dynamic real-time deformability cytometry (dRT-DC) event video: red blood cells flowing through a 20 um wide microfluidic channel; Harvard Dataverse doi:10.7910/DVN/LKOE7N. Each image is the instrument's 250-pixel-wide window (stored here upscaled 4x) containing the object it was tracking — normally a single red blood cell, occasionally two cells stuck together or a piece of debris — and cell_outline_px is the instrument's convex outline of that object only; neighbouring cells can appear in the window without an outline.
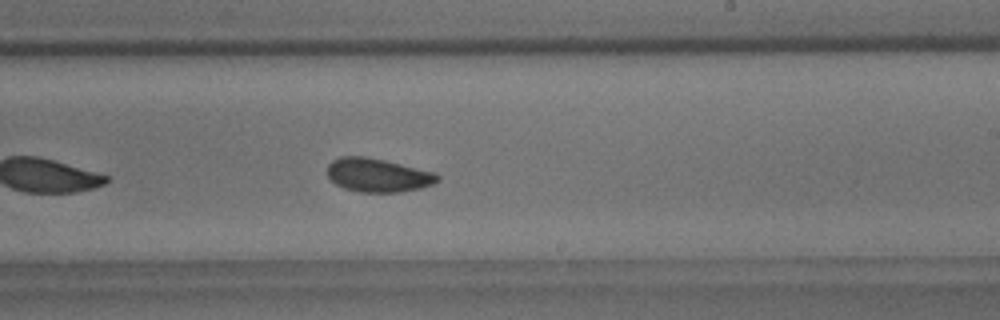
{"species": "common noctule bat (a hibernating species)", "species_latin": "Nyctalus noctula", "temperature_condition": "room temperature", "stored_images_in_passage": 40, "camera_frame_rate_fps": 3000, "um_per_image_px": 0.085, "animal": {"sex": "male", "body_mass_g": 18.8}, "frame": {"image": 1, "passage_image": 18, "time_ms": 5.667, "image_size_px": [1000, 320], "cell_outline_px": [[440, 180], [432, 184], [420, 188], [400, 192], [360, 192], [344, 188], [336, 184], [328, 176], [328, 164], [332, 160], [340, 156], [364, 156], [384, 160], [436, 172], [440, 176]], "centroid_in_image_um": [32.13, 14.88], "position_along_channel_um": 256.9, "area_um2": 21.62}}
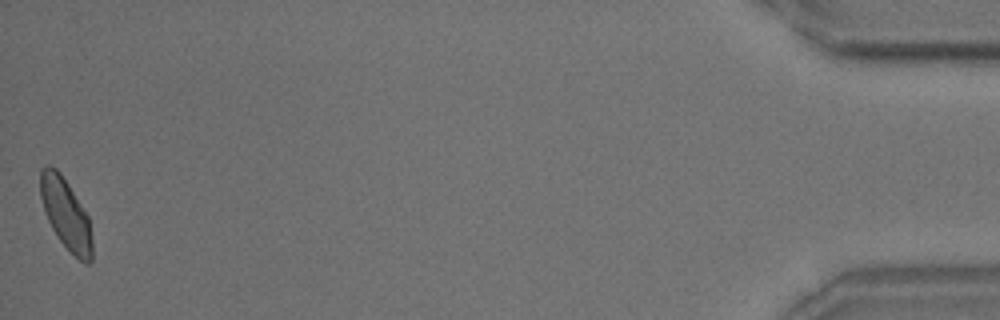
{"frame": {"image": 2, "passage_image": 40, "time_ms": 13.0, "image_size_px": [1000, 320], "cell_outline_px": [[92, 260], [88, 264], [84, 264], [56, 236], [44, 212], [40, 196], [40, 172], [44, 164], [48, 164], [56, 168], [60, 172], [68, 184], [88, 216], [92, 236]], "centroid_in_image_um": [5.58, 18.16], "position_along_channel_um": 429.6, "area_um2": 21.27}, "authors_computed_cell_mechanics": {"area_um2": 21.5305, "velocity_mm_per_s": 3.6375, "shape_relaxation_time_tau1_ms": 2.8673, "shape_relaxation_time_tau2_ms": 2.1749, "deformation_change_tau1": 0.0807, "deformation_change_tau2": 0.08}}